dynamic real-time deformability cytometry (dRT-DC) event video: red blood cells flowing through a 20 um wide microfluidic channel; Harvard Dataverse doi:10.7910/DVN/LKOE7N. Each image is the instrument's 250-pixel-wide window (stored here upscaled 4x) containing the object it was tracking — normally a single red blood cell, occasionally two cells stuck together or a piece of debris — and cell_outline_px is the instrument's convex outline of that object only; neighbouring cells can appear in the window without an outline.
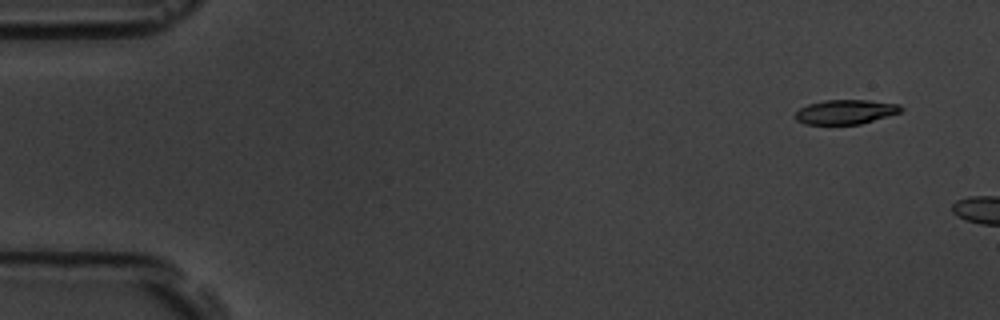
{"species": "common noctule bat (a hibernating species)", "species_latin": "Nyctalus noctula", "temperature_condition": "room temperature", "stored_images_in_passage": 3, "camera_frame_rate_fps": 3000, "um_per_image_px": 0.085, "animal": {"sex": "male", "body_mass_g": 19.5, "forearm_length_mm": 54.6}, "frame": {"image": 1, "passage_image": 2, "time_ms": 1.0, "image_size_px": [1000, 320], "cell_outline_px": [[904, 108], [900, 112], [860, 124], [804, 124], [796, 120], [796, 112], [800, 108], [808, 104], [824, 100], [868, 100], [900, 104]], "centroid_in_image_um": [71.87, 9.5], "position_along_channel_um": 13.1, "area_um2": 14.97}}